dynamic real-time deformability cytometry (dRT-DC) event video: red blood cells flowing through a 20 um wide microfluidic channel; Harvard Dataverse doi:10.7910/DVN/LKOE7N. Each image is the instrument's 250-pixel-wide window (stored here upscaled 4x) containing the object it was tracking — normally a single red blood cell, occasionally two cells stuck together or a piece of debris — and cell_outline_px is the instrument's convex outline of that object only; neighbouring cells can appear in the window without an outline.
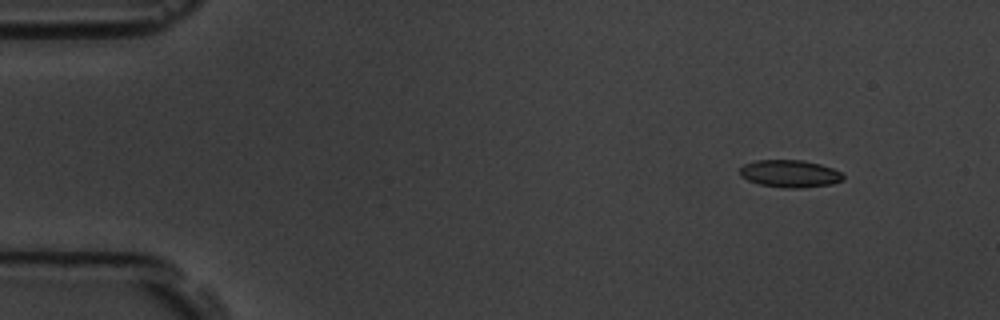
{"species": "common noctule bat (a hibernating species)", "species_latin": "Nyctalus noctula", "temperature_condition": "room temperature", "stored_images_in_passage": 4, "camera_frame_rate_fps": 3000, "um_per_image_px": 0.085, "animal": {"sex": "male", "body_mass_g": 19.5, "forearm_length_mm": 54.6}, "frame": {"image": 1, "passage_image": 1, "time_ms": 0.0, "image_size_px": [1000, 320], "cell_outline_px": [[844, 180], [832, 184], [800, 188], [784, 188], [760, 184], [748, 180], [740, 176], [740, 168], [744, 164], [756, 160], [804, 160], [820, 164], [832, 168], [840, 172], [844, 176]], "centroid_in_image_um": [67.14, 14.76], "position_along_channel_um": 17.9, "area_um2": 16.53}}
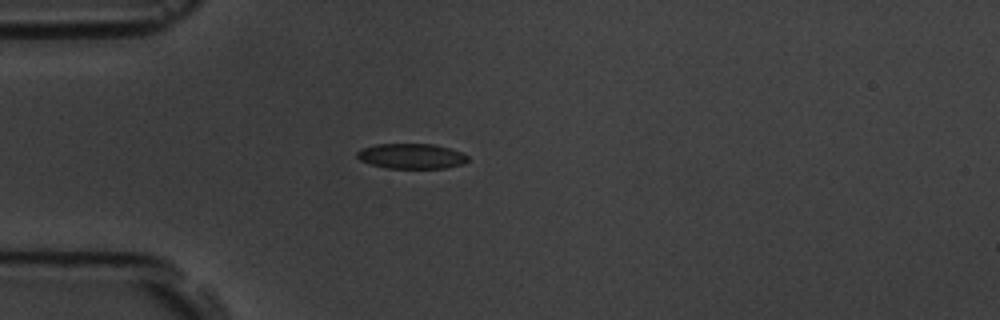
{"frame": {"image": 2, "passage_image": 4, "time_ms": 3.333, "image_size_px": [1000, 320], "cell_outline_px": [[468, 160], [464, 164], [444, 168], [388, 168], [372, 164], [360, 160], [356, 156], [356, 152], [360, 148], [376, 144], [432, 144], [448, 148], [460, 152], [468, 156]], "centroid_in_image_um": [34.95, 13.27], "position_along_channel_um": 50.1, "area_um2": 16.18}}